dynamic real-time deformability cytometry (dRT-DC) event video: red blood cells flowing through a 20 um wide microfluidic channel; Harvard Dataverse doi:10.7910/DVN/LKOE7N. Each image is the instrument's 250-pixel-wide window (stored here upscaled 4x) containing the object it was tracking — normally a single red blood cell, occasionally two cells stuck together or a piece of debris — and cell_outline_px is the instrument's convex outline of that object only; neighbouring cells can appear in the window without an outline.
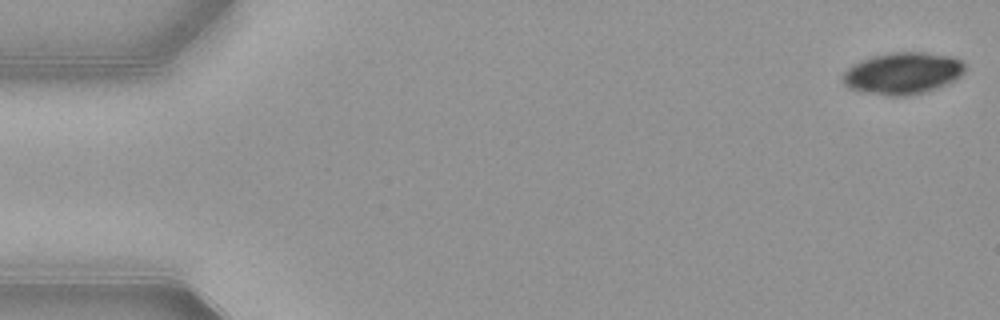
{"species": "common noctule bat (a hibernating species)", "species_latin": "Nyctalus noctula", "temperature_condition": "warm", "stored_images_in_passage": 53, "camera_frame_rate_fps": 3000, "um_per_image_px": 0.085, "animal": {"sex": "female", "body_mass_g": 21.9}, "frame": {"image": 1, "passage_image": 1, "time_ms": 0.0, "image_size_px": [1000, 320], "cell_outline_px": [[964, 72], [960, 76], [948, 84], [924, 92], [908, 96], [888, 96], [864, 92], [848, 88], [840, 80], [840, 76], [852, 64], [860, 60], [872, 56], [888, 52], [924, 52], [952, 56], [960, 60], [964, 64]], "centroid_in_image_um": [76.69, 6.23], "position_along_channel_um": 8.3, "area_um2": 30.11}}
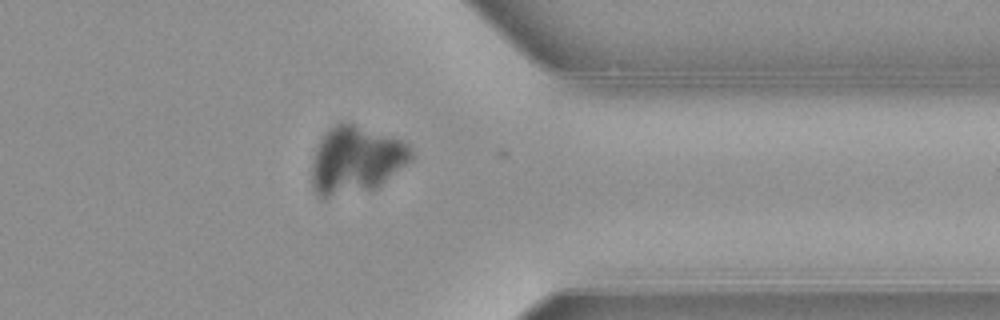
{"frame": {"image": 2, "passage_image": 42, "time_ms": 13.667, "image_size_px": [1000, 320], "cell_outline_px": [[412, 160], [376, 188], [328, 196], [320, 196], [316, 192], [312, 184], [312, 164], [316, 148], [320, 140], [328, 128], [336, 124], [352, 124], [400, 140], [408, 144], [412, 152]], "centroid_in_image_um": [30.25, 13.59], "position_along_channel_um": 381.1, "area_um2": 37.92}}
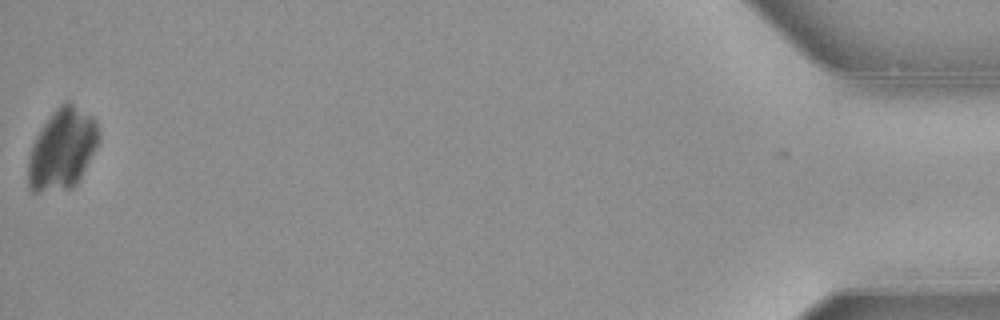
{"frame": {"image": 3, "passage_image": 53, "time_ms": 17.333, "image_size_px": [1000, 320], "cell_outline_px": [[100, 140], [76, 184], [72, 188], [36, 192], [32, 192], [28, 184], [28, 156], [32, 144], [36, 136], [52, 112], [64, 100], [68, 100], [92, 116], [96, 120], [100, 132]], "centroid_in_image_um": [5.29, 12.64], "position_along_channel_um": 429.9, "area_um2": 33.29}}